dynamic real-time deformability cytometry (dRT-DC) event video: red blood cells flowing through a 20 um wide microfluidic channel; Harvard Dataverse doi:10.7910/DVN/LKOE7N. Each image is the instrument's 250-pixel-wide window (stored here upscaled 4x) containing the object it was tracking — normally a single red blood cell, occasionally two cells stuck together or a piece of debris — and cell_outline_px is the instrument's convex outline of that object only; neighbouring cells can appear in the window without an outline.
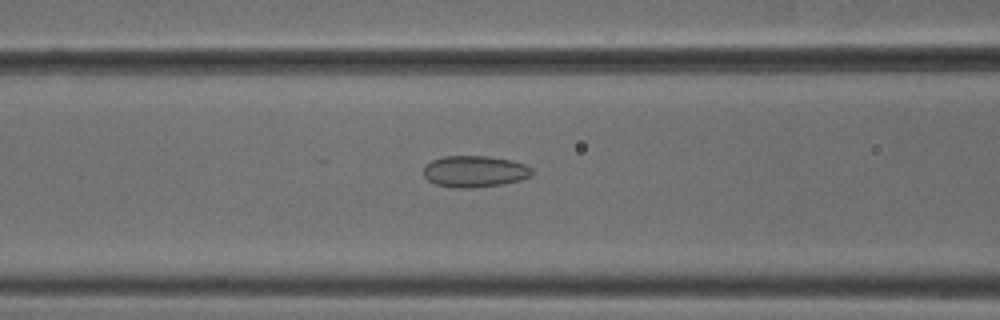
{"species": "common noctule bat (a hibernating species)", "species_latin": "Nyctalus noctula", "temperature_condition": "cold", "stored_images_in_passage": 53, "camera_frame_rate_fps": 3000, "um_per_image_px": 0.085, "animal": {"sex": "male", "body_mass_g": 18.8}, "frame": {"image": 1, "passage_image": 22, "time_ms": 7.0, "image_size_px": [1000, 320], "cell_outline_px": [[532, 176], [520, 180], [500, 184], [472, 188], [452, 188], [436, 184], [428, 180], [424, 176], [424, 168], [432, 160], [444, 156], [488, 156], [512, 160], [524, 164], [532, 168]], "centroid_in_image_um": [40.35, 14.57], "position_along_channel_um": 126.2, "area_um2": 19.88}}
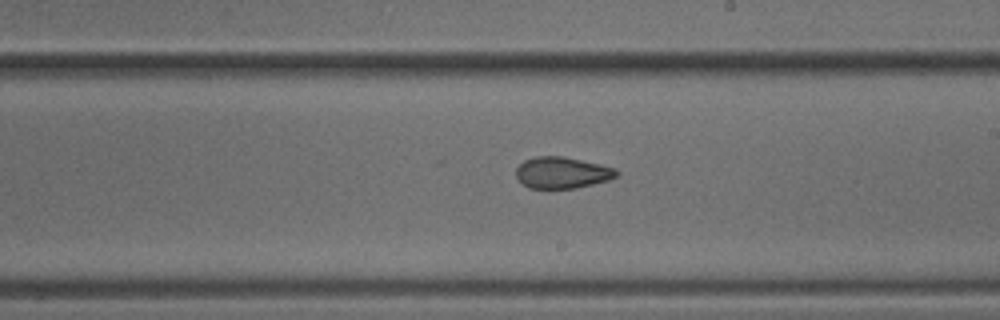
{"frame": {"image": 2, "passage_image": 31, "time_ms": 10.0, "image_size_px": [1000, 320], "cell_outline_px": [[620, 172], [616, 176], [608, 180], [576, 188], [528, 188], [516, 176], [516, 168], [524, 160], [536, 156], [564, 156], [600, 164], [616, 168]], "centroid_in_image_um": [47.79, 14.66], "position_along_channel_um": 241.2, "area_um2": 18.38}}
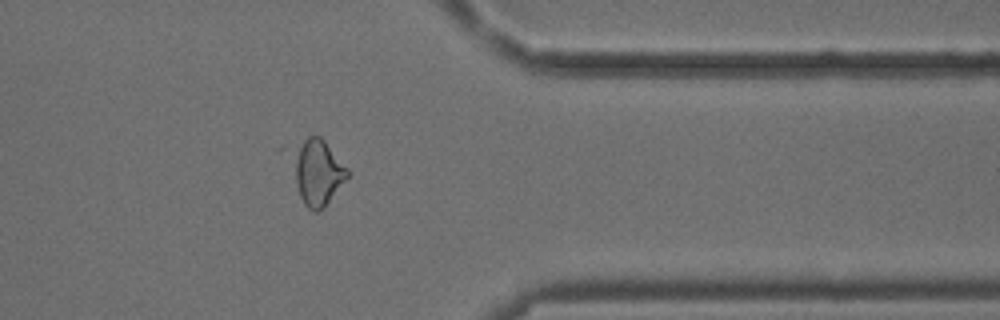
{"frame": {"image": 3, "passage_image": 43, "time_ms": 14.0, "image_size_px": [1000, 320], "cell_outline_px": [[348, 176], [324, 208], [316, 212], [308, 208], [304, 204], [300, 196], [280, 148], [308, 136], [320, 136], [324, 140], [348, 168]], "centroid_in_image_um": [26.76, 14.5], "position_along_channel_um": 384.6, "area_um2": 22.95}, "authors_computed_cell_mechanics": {"area_um2": 20.9814, "velocity_mm_per_s": 3.8325, "shape_relaxation_time_tau1_ms": 6.94, "shape_relaxation_time_tau2_ms": 1.8819, "deformation_change_tau1": 0.116, "deformation_change_tau2": 0.0766}}